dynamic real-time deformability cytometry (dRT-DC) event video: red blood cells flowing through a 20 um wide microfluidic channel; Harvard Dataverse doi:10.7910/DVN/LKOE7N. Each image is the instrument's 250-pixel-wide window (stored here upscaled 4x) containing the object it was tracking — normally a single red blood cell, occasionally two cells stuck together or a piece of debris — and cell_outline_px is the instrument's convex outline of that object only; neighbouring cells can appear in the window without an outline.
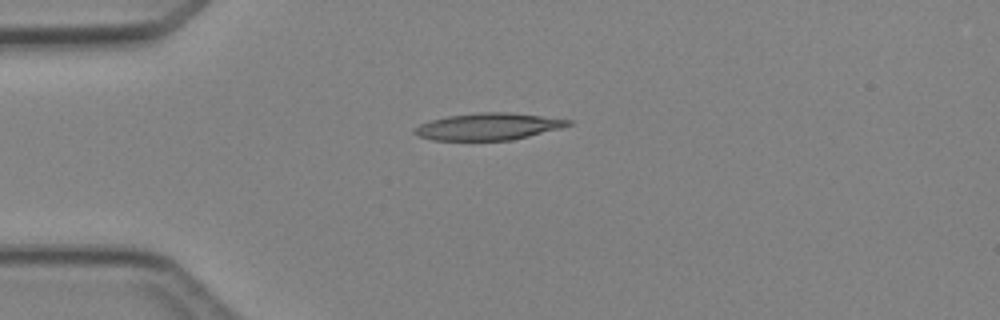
{"species": "Egyptian fruit bat (a non-hibernating species)", "species_latin": "Rousettus aegyptiacus", "temperature_condition": "cold", "stored_images_in_passage": 1, "camera_frame_rate_fps": 3000, "um_per_image_px": 0.085, "animal": {"sex": "female"}, "frame": {"image": 1, "passage_image": 1, "time_ms": 0.0, "image_size_px": [1000, 320], "cell_outline_px": [[572, 124], [560, 128], [512, 140], [432, 140], [420, 136], [412, 132], [412, 128], [420, 124], [432, 120], [448, 116], [480, 112], [508, 112], [572, 120]], "centroid_in_image_um": [41.47, 10.75], "position_along_channel_um": 43.5, "area_um2": 23.87}}